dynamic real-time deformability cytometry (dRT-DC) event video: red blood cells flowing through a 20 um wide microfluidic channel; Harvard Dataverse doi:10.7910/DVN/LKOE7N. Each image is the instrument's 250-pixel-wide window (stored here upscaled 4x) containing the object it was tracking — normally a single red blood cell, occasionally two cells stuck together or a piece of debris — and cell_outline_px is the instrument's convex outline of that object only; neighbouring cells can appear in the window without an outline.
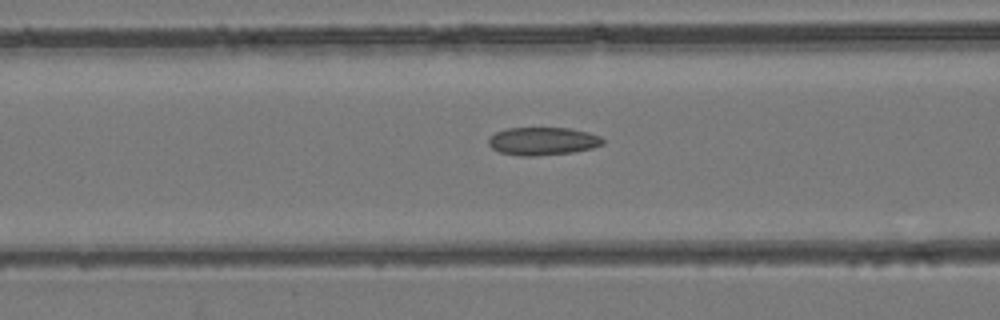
{"species": "common noctule bat (a hibernating species)", "species_latin": "Nyctalus noctula", "temperature_condition": "room temperature", "stored_images_in_passage": 32, "camera_frame_rate_fps": 3000, "um_per_image_px": 0.085, "animal": {"sex": "female", "body_mass_g": 24.6, "forearm_length_mm": 56.2}, "frame": {"image": 1, "passage_image": 4, "time_ms": 1.0, "image_size_px": [1000, 320], "cell_outline_px": [[604, 144], [592, 148], [572, 152], [536, 156], [520, 156], [500, 152], [492, 148], [488, 144], [488, 140], [496, 132], [504, 128], [572, 128], [588, 132], [600, 136], [604, 140]], "centroid_in_image_um": [46.14, 11.99], "position_along_channel_um": 120.5, "area_um2": 18.67}}
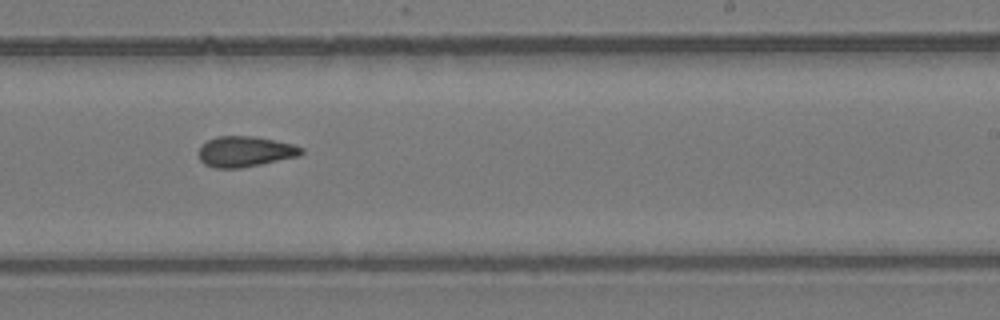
{"frame": {"image": 2, "passage_image": 14, "time_ms": 4.333, "image_size_px": [1000, 320], "cell_outline_px": [[304, 152], [300, 156], [240, 168], [216, 168], [204, 164], [200, 160], [196, 152], [208, 140], [216, 136], [252, 136], [292, 144], [304, 148]], "centroid_in_image_um": [20.82, 12.89], "position_along_channel_um": 268.2, "area_um2": 18.26}}
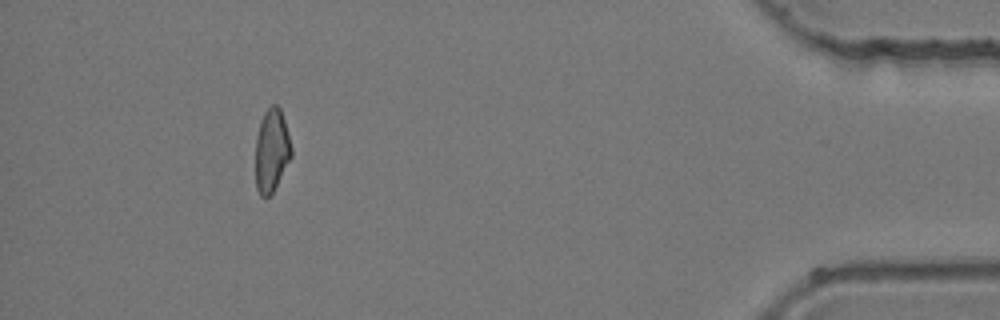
{"frame": {"image": 3, "passage_image": 28, "time_ms": 9.0, "image_size_px": [1000, 320], "cell_outline_px": [[292, 156], [272, 192], [264, 200], [260, 196], [256, 188], [256, 136], [260, 120], [264, 112], [272, 104], [276, 104], [280, 108], [284, 120], [292, 148]], "centroid_in_image_um": [23.07, 12.79], "position_along_channel_um": 412.1, "area_um2": 17.34}}